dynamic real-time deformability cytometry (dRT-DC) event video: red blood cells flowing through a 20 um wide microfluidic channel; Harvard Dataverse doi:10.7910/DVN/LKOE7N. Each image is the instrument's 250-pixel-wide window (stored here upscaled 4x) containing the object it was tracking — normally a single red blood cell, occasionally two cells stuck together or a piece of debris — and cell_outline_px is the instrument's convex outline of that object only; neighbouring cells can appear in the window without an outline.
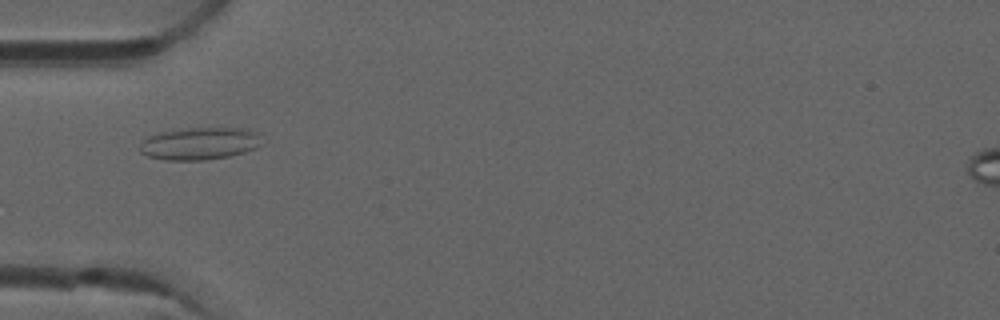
{"species": "common noctule bat (a hibernating species)", "species_latin": "Nyctalus noctula", "temperature_condition": "room temperature", "stored_images_in_passage": 9, "camera_frame_rate_fps": 3000, "um_per_image_px": 0.085, "animal": {"sex": "male", "forearm_length_mm": 52.5}, "frame": {"image": 1, "passage_image": 1, "time_ms": 0.0, "image_size_px": [1000, 320], "cell_outline_px": [[260, 144], [256, 148], [244, 152], [228, 156], [204, 160], [164, 160], [148, 156], [140, 152], [140, 144], [148, 136], [156, 132], [180, 128], [248, 128], [256, 132]], "centroid_in_image_um": [16.91, 12.19], "position_along_channel_um": 68.1, "area_um2": 23.06}}